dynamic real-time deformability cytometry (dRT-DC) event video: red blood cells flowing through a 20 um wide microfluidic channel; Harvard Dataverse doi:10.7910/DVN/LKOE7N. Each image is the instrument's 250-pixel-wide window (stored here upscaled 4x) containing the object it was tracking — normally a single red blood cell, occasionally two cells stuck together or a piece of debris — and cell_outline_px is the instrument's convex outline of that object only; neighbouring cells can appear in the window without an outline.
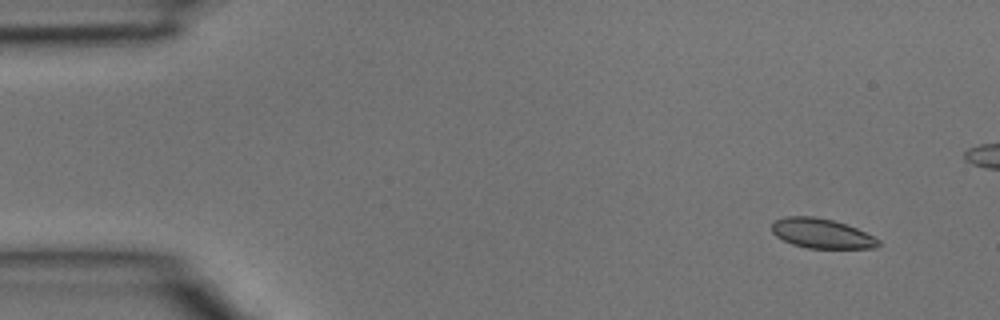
{"species": "common noctule bat (a hibernating species)", "species_latin": "Nyctalus noctula", "temperature_condition": "room temperature", "stored_images_in_passage": 5, "camera_frame_rate_fps": 3000, "um_per_image_px": 0.085, "animal": {"sex": "male", "body_mass_g": 15.6}, "frame": {"image": 1, "passage_image": 1, "time_ms": 0.0, "image_size_px": [1000, 320], "cell_outline_px": [[880, 244], [876, 248], [808, 248], [792, 244], [776, 236], [772, 232], [772, 224], [776, 220], [788, 216], [816, 216], [832, 220], [856, 228], [880, 240]], "centroid_in_image_um": [69.83, 19.84], "position_along_channel_um": 15.2, "area_um2": 18.26}}